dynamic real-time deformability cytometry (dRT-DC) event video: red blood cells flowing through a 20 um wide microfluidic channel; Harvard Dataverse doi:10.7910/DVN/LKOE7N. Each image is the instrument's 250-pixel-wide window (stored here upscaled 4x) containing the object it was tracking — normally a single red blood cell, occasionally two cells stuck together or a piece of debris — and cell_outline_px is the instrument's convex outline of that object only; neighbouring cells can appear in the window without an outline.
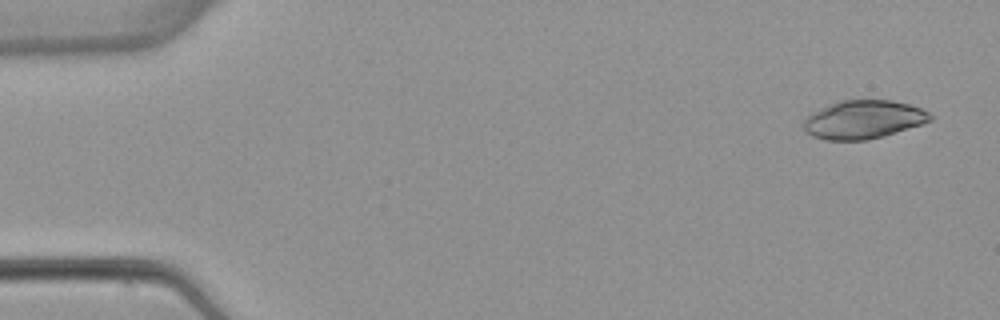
{"species": "common noctule bat (a hibernating species)", "species_latin": "Nyctalus noctula", "temperature_condition": "warm", "stored_images_in_passage": 5, "camera_frame_rate_fps": 3000, "um_per_image_px": 0.085, "animal": {"sex": "female", "body_mass_g": 22.7, "forearm_length_mm": 54.2}, "frame": {"image": 1, "passage_image": 1, "time_ms": 0.0, "image_size_px": [1000, 320], "cell_outline_px": [[932, 120], [884, 136], [864, 140], [828, 140], [812, 136], [804, 128], [804, 120], [808, 116], [820, 108], [828, 104], [840, 100], [892, 100], [908, 104], [920, 108], [928, 112], [932, 116]], "centroid_in_image_um": [73.38, 10.15], "position_along_channel_um": 11.6, "area_um2": 28.03}}
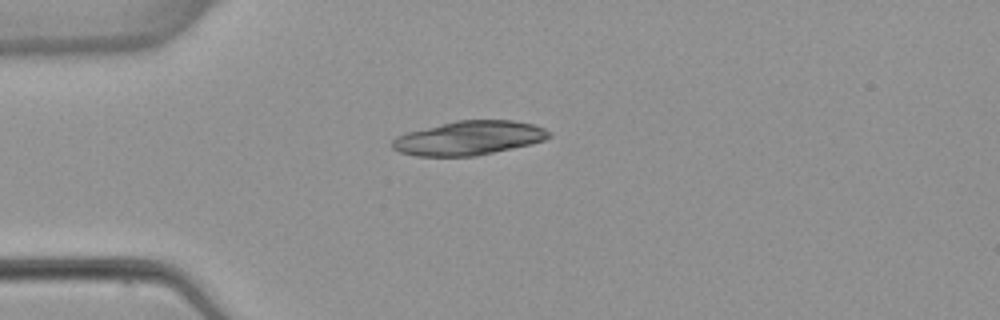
{"frame": {"image": 2, "passage_image": 4, "time_ms": 3.667, "image_size_px": [1000, 320], "cell_outline_px": [[552, 136], [544, 140], [512, 148], [476, 156], [416, 156], [400, 152], [392, 148], [392, 140], [396, 136], [408, 132], [456, 120], [512, 120], [536, 124], [552, 132]], "centroid_in_image_um": [39.88, 11.73], "position_along_channel_um": 45.1, "area_um2": 31.1}}